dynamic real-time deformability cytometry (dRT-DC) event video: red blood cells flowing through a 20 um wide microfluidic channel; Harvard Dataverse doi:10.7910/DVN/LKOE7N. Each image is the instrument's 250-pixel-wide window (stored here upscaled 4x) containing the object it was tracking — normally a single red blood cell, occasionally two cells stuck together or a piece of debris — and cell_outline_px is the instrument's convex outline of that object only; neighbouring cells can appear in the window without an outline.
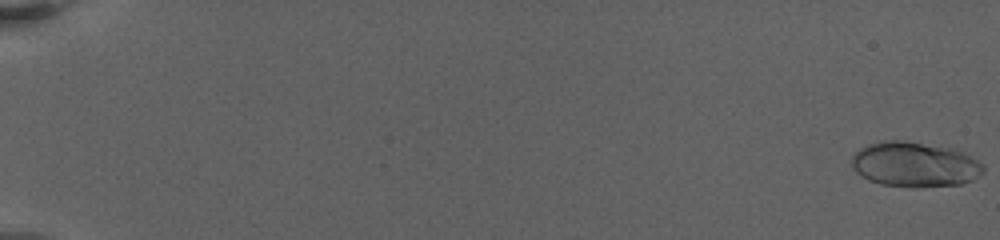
{"species": "human", "species_latin": "Homo sapiens", "temperature_condition": "warm", "stored_images_in_passage": 41, "camera_frame_rate_fps": 3000, "um_per_image_px": 0.085, "donor": {"sex": "female"}, "frame": {"image": 1, "passage_image": 1, "time_ms": 0.0, "image_size_px": [1000, 240], "cell_outline_px": [[984, 172], [980, 176], [972, 180], [960, 184], [920, 188], [912, 188], [880, 184], [868, 180], [856, 172], [852, 164], [852, 156], [860, 148], [868, 144], [884, 140], [900, 140], [952, 148], [964, 152], [972, 156], [984, 164]], "centroid_in_image_um": [77.78, 13.99], "position_along_channel_um": 7.2, "area_um2": 34.91}}
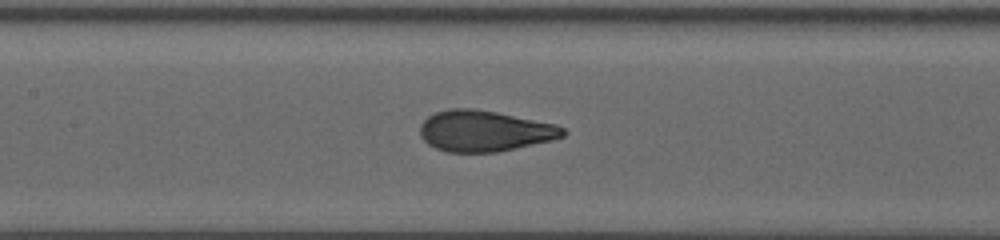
{"frame": {"image": 2, "passage_image": 21, "time_ms": 11.667, "image_size_px": [1000, 240], "cell_outline_px": [[568, 132], [564, 136], [552, 140], [496, 152], [444, 152], [428, 144], [420, 136], [420, 124], [428, 116], [436, 112], [448, 108], [472, 108], [496, 112], [556, 124], [564, 128]], "centroid_in_image_um": [41.17, 11.13], "position_along_channel_um": 166.2, "area_um2": 34.16}}
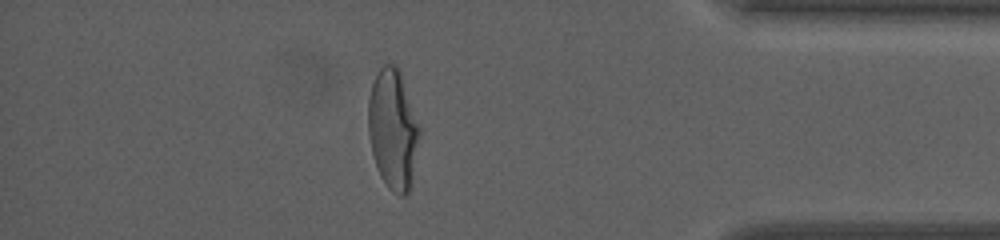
{"frame": {"image": 3, "passage_image": 36, "time_ms": 20.0, "image_size_px": [1000, 240], "cell_outline_px": [[420, 136], [412, 188], [404, 196], [400, 196], [392, 192], [388, 188], [380, 176], [372, 152], [368, 132], [368, 100], [372, 84], [380, 68], [384, 64], [396, 64], [400, 72], [420, 128]], "centroid_in_image_um": [33.42, 11.06], "position_along_channel_um": 401.8, "area_um2": 36.01}, "authors_computed_cell_mechanics": {"area_um2": 33.813, "velocity_mm_per_s": 3.1455, "shape_relaxation_time_tau1_ms": 6.0419, "shape_relaxation_time_tau2_ms": null, "deformation_change_tau1": 0.2386, "deformation_change_tau2": null}}